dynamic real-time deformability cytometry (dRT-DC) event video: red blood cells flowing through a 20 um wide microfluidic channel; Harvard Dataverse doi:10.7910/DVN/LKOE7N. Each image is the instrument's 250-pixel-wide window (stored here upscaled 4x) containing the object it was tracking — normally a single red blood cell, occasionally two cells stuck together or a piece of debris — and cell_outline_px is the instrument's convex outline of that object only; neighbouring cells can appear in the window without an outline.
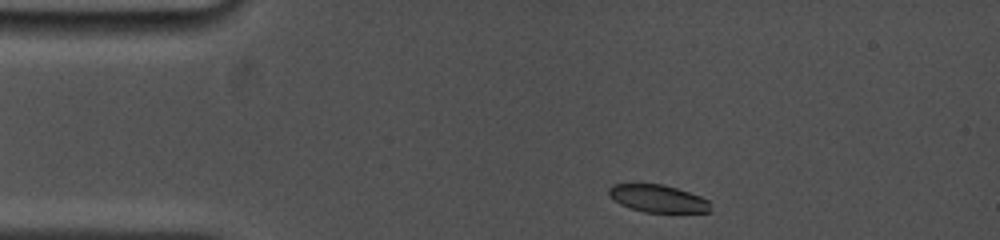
{"species": "common noctule bat (a hibernating species)", "species_latin": "Nyctalus noctula", "temperature_condition": "cold", "stored_images_in_passage": 20, "camera_frame_rate_fps": 5000, "um_per_image_px": 0.085, "animal": {"sex": "female", "body_mass_g": 19.0, "forearm_length_mm": 53.3}, "frame": {"image": 1, "passage_image": 1, "time_ms": 0.0, "image_size_px": [1000, 240], "cell_outline_px": [[712, 212], [644, 212], [620, 204], [608, 192], [608, 188], [612, 184], [664, 184], [700, 196], [708, 200]], "centroid_in_image_um": [55.94, 16.87], "position_along_channel_um": 29.1, "area_um2": 16.07}}
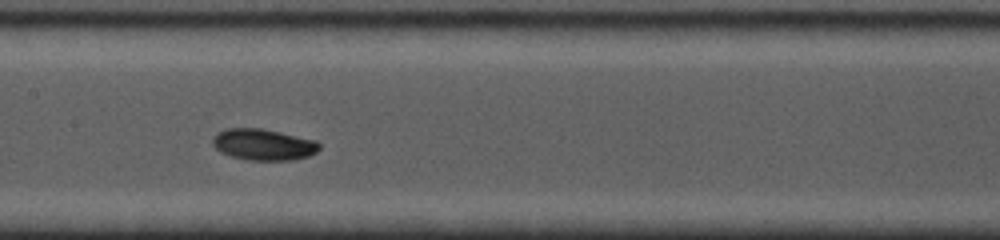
{"frame": {"image": 2, "passage_image": 12, "time_ms": 5.4, "image_size_px": [1000, 240], "cell_outline_px": [[320, 148], [316, 152], [308, 156], [292, 160], [248, 160], [232, 156], [220, 152], [212, 144], [212, 136], [216, 132], [224, 128], [260, 128], [280, 132], [316, 140], [320, 144]], "centroid_in_image_um": [22.36, 12.28], "position_along_channel_um": 185.0, "area_um2": 19.59}}
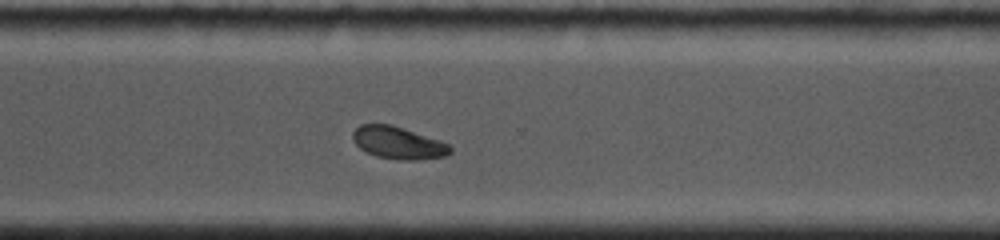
{"frame": {"image": 3, "passage_image": 20, "time_ms": 9.4, "image_size_px": [1000, 240], "cell_outline_px": [[452, 152], [448, 156], [416, 160], [400, 160], [376, 156], [360, 148], [352, 140], [352, 132], [360, 124], [392, 124], [452, 144]], "centroid_in_image_um": [33.89, 12.14], "position_along_channel_um": 336.7, "area_um2": 18.61}}